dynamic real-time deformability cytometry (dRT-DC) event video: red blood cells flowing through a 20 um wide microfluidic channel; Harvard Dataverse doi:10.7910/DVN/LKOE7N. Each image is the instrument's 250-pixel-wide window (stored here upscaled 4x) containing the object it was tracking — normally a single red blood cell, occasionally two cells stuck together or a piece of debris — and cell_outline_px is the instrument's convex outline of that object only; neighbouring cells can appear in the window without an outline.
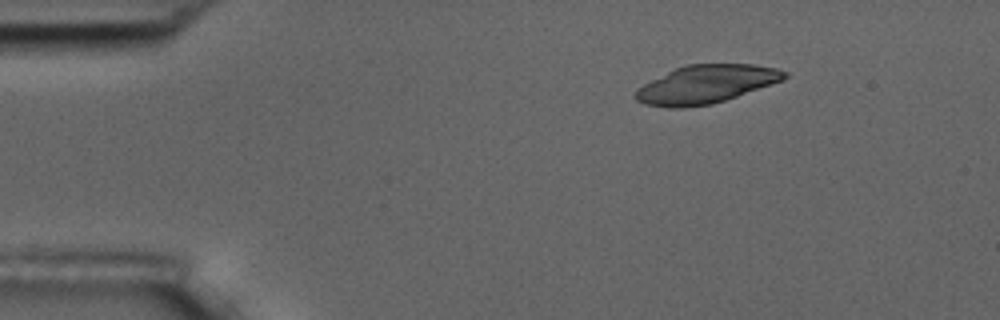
{"species": "common noctule bat (a hibernating species)", "species_latin": "Nyctalus noctula", "temperature_condition": "room temperature", "stored_images_in_passage": 4, "camera_frame_rate_fps": 3000, "um_per_image_px": 0.085, "animal": {"sex": "male", "body_mass_g": 17.5, "forearm_length_mm": 52.3}, "frame": {"image": 1, "passage_image": 2, "time_ms": 1.0, "image_size_px": [1000, 320], "cell_outline_px": [[788, 76], [780, 80], [736, 96], [712, 104], [684, 108], [668, 108], [648, 104], [636, 100], [636, 88], [676, 68], [688, 64], [756, 64], [776, 68], [788, 72]], "centroid_in_image_um": [60.0, 7.16], "position_along_channel_um": 25.0, "area_um2": 32.6}}